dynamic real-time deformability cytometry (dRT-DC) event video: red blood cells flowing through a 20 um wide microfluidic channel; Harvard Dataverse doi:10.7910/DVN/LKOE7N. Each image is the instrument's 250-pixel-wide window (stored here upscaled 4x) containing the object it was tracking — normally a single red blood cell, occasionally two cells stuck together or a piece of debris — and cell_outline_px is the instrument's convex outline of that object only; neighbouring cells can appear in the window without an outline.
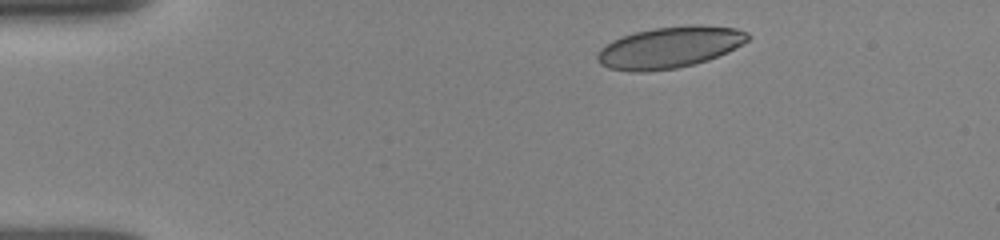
{"species": "human", "species_latin": "Homo sapiens", "temperature_condition": "room temperature", "stored_images_in_passage": 3, "camera_frame_rate_fps": 3000, "um_per_image_px": 0.085, "donor": {"sex": "female"}, "frame": {"image": 1, "passage_image": 1, "time_ms": 0.0, "image_size_px": [1000, 240], "cell_outline_px": [[752, 36], [748, 40], [728, 52], [708, 60], [676, 68], [644, 72], [632, 72], [608, 68], [600, 64], [596, 60], [596, 56], [600, 48], [612, 40], [636, 32], [656, 28], [736, 28], [748, 32]], "centroid_in_image_um": [56.84, 4.09], "position_along_channel_um": 28.2, "area_um2": 35.14}}